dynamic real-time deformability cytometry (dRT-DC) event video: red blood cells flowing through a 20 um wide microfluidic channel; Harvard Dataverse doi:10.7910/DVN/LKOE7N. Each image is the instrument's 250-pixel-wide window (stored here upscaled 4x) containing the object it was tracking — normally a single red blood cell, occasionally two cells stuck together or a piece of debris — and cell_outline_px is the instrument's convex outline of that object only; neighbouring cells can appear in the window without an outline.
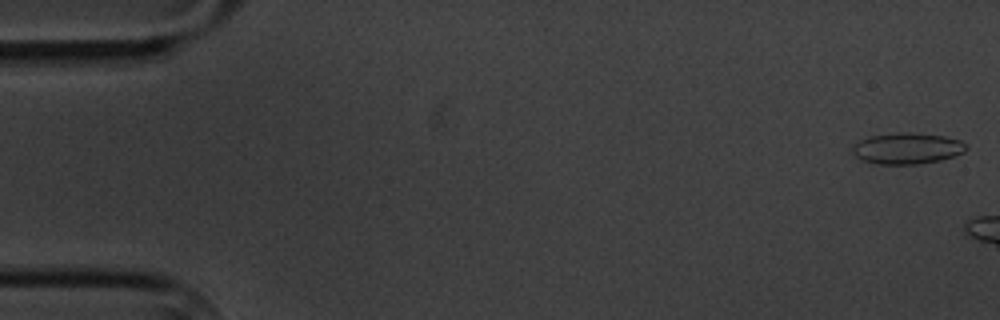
{"species": "common noctule bat (a hibernating species)", "species_latin": "Nyctalus noctula", "temperature_condition": "cold", "stored_images_in_passage": 3, "camera_frame_rate_fps": 3000, "um_per_image_px": 0.085, "animal": {"sex": "male", "body_mass_g": 20.1, "forearm_length_mm": 53.5}, "frame": {"image": 1, "passage_image": 1, "time_ms": 0.0, "image_size_px": [1000, 320], "cell_outline_px": [[968, 148], [964, 152], [940, 160], [916, 164], [876, 164], [860, 160], [852, 152], [852, 148], [860, 140], [868, 136], [900, 132], [912, 132], [944, 136], [960, 140]], "centroid_in_image_um": [77.08, 12.61], "position_along_channel_um": 7.9, "area_um2": 20.63}}